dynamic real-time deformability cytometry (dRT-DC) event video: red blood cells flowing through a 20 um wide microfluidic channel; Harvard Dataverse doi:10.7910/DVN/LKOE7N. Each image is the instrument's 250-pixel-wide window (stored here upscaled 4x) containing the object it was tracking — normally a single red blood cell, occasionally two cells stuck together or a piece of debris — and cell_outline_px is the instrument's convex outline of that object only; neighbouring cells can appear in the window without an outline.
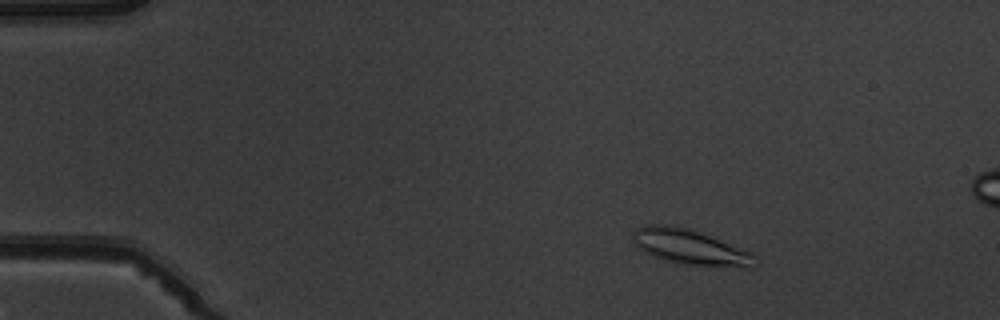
{"species": "common noctule bat (a hibernating species)", "species_latin": "Nyctalus noctula", "temperature_condition": "warm", "stored_images_in_passage": 5, "segment_of_instrument_passage": [1, 2], "camera_frame_rate_fps": 3000, "um_per_image_px": 0.085, "animal": {"sex": "male", "body_mass_g": 19.5, "forearm_length_mm": 54.6}, "frame": {"image": 1, "passage_image": 2, "time_ms": 1.333, "image_size_px": [1000, 320], "cell_outline_px": [[760, 264], [756, 268], [744, 268], [692, 264], [664, 260], [644, 252], [636, 244], [632, 236], [636, 228], [648, 224], [668, 224], [688, 228], [752, 252], [756, 256]], "centroid_in_image_um": [58.74, 21.01], "position_along_channel_um": 26.3, "area_um2": 24.97}}